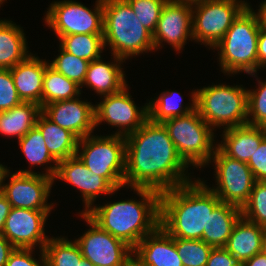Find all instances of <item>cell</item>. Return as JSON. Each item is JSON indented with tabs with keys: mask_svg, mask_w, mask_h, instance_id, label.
<instances>
[{
	"mask_svg": "<svg viewBox=\"0 0 266 266\" xmlns=\"http://www.w3.org/2000/svg\"><path fill=\"white\" fill-rule=\"evenodd\" d=\"M18 143L31 166L54 163L53 166L50 164L44 173L51 178L54 177L58 162L50 155L42 133L36 126L20 138Z\"/></svg>",
	"mask_w": 266,
	"mask_h": 266,
	"instance_id": "cell-30",
	"label": "cell"
},
{
	"mask_svg": "<svg viewBox=\"0 0 266 266\" xmlns=\"http://www.w3.org/2000/svg\"><path fill=\"white\" fill-rule=\"evenodd\" d=\"M141 198L94 205L86 214L103 230L132 249L160 226V195L149 188H131Z\"/></svg>",
	"mask_w": 266,
	"mask_h": 266,
	"instance_id": "cell-3",
	"label": "cell"
},
{
	"mask_svg": "<svg viewBox=\"0 0 266 266\" xmlns=\"http://www.w3.org/2000/svg\"><path fill=\"white\" fill-rule=\"evenodd\" d=\"M102 57L89 62L83 85L94 90L101 96L120 92L128 86L121 64L123 59L113 55L114 61L104 62Z\"/></svg>",
	"mask_w": 266,
	"mask_h": 266,
	"instance_id": "cell-23",
	"label": "cell"
},
{
	"mask_svg": "<svg viewBox=\"0 0 266 266\" xmlns=\"http://www.w3.org/2000/svg\"><path fill=\"white\" fill-rule=\"evenodd\" d=\"M5 0H0V7H1V5H2V3L4 2ZM7 1V0H6Z\"/></svg>",
	"mask_w": 266,
	"mask_h": 266,
	"instance_id": "cell-50",
	"label": "cell"
},
{
	"mask_svg": "<svg viewBox=\"0 0 266 266\" xmlns=\"http://www.w3.org/2000/svg\"><path fill=\"white\" fill-rule=\"evenodd\" d=\"M247 124L266 128V81L258 80L257 89H248Z\"/></svg>",
	"mask_w": 266,
	"mask_h": 266,
	"instance_id": "cell-36",
	"label": "cell"
},
{
	"mask_svg": "<svg viewBox=\"0 0 266 266\" xmlns=\"http://www.w3.org/2000/svg\"><path fill=\"white\" fill-rule=\"evenodd\" d=\"M128 91L125 86L118 93L101 97L102 101L95 104L96 127L104 121L119 128L114 134L127 136L137 131L148 120V103L141 108L137 107Z\"/></svg>",
	"mask_w": 266,
	"mask_h": 266,
	"instance_id": "cell-14",
	"label": "cell"
},
{
	"mask_svg": "<svg viewBox=\"0 0 266 266\" xmlns=\"http://www.w3.org/2000/svg\"><path fill=\"white\" fill-rule=\"evenodd\" d=\"M143 27L155 32L161 10L167 0H126Z\"/></svg>",
	"mask_w": 266,
	"mask_h": 266,
	"instance_id": "cell-37",
	"label": "cell"
},
{
	"mask_svg": "<svg viewBox=\"0 0 266 266\" xmlns=\"http://www.w3.org/2000/svg\"><path fill=\"white\" fill-rule=\"evenodd\" d=\"M247 165L256 181L266 182V138L260 143Z\"/></svg>",
	"mask_w": 266,
	"mask_h": 266,
	"instance_id": "cell-40",
	"label": "cell"
},
{
	"mask_svg": "<svg viewBox=\"0 0 266 266\" xmlns=\"http://www.w3.org/2000/svg\"><path fill=\"white\" fill-rule=\"evenodd\" d=\"M104 47L123 59L155 50L153 34L141 24L126 0H103Z\"/></svg>",
	"mask_w": 266,
	"mask_h": 266,
	"instance_id": "cell-4",
	"label": "cell"
},
{
	"mask_svg": "<svg viewBox=\"0 0 266 266\" xmlns=\"http://www.w3.org/2000/svg\"><path fill=\"white\" fill-rule=\"evenodd\" d=\"M213 160V161H211ZM215 163L216 187H209L227 204L242 209L248 202L256 179L247 165L237 159L226 156L218 147L210 161Z\"/></svg>",
	"mask_w": 266,
	"mask_h": 266,
	"instance_id": "cell-11",
	"label": "cell"
},
{
	"mask_svg": "<svg viewBox=\"0 0 266 266\" xmlns=\"http://www.w3.org/2000/svg\"><path fill=\"white\" fill-rule=\"evenodd\" d=\"M22 103L10 69H0V112L9 110Z\"/></svg>",
	"mask_w": 266,
	"mask_h": 266,
	"instance_id": "cell-38",
	"label": "cell"
},
{
	"mask_svg": "<svg viewBox=\"0 0 266 266\" xmlns=\"http://www.w3.org/2000/svg\"><path fill=\"white\" fill-rule=\"evenodd\" d=\"M192 25V5L167 0L153 33L155 50L160 49L164 41L180 53L187 39L193 40Z\"/></svg>",
	"mask_w": 266,
	"mask_h": 266,
	"instance_id": "cell-16",
	"label": "cell"
},
{
	"mask_svg": "<svg viewBox=\"0 0 266 266\" xmlns=\"http://www.w3.org/2000/svg\"><path fill=\"white\" fill-rule=\"evenodd\" d=\"M241 266H266V248L248 259L247 261L243 262Z\"/></svg>",
	"mask_w": 266,
	"mask_h": 266,
	"instance_id": "cell-45",
	"label": "cell"
},
{
	"mask_svg": "<svg viewBox=\"0 0 266 266\" xmlns=\"http://www.w3.org/2000/svg\"><path fill=\"white\" fill-rule=\"evenodd\" d=\"M191 101L187 106L183 107V97L179 92L167 90L163 91L157 99H153L148 103V119L154 123H163L164 121L184 116L196 110V91L191 92Z\"/></svg>",
	"mask_w": 266,
	"mask_h": 266,
	"instance_id": "cell-28",
	"label": "cell"
},
{
	"mask_svg": "<svg viewBox=\"0 0 266 266\" xmlns=\"http://www.w3.org/2000/svg\"><path fill=\"white\" fill-rule=\"evenodd\" d=\"M248 5L245 0H208L192 5L193 40L213 49Z\"/></svg>",
	"mask_w": 266,
	"mask_h": 266,
	"instance_id": "cell-9",
	"label": "cell"
},
{
	"mask_svg": "<svg viewBox=\"0 0 266 266\" xmlns=\"http://www.w3.org/2000/svg\"><path fill=\"white\" fill-rule=\"evenodd\" d=\"M57 178L74 185L81 192L85 205L81 213H87L102 193L111 195L119 190L115 189L104 177L93 174L77 156L57 163L53 180Z\"/></svg>",
	"mask_w": 266,
	"mask_h": 266,
	"instance_id": "cell-17",
	"label": "cell"
},
{
	"mask_svg": "<svg viewBox=\"0 0 266 266\" xmlns=\"http://www.w3.org/2000/svg\"><path fill=\"white\" fill-rule=\"evenodd\" d=\"M10 171L7 169V166H3L0 164V193L2 192V187L5 182V179L7 178V172Z\"/></svg>",
	"mask_w": 266,
	"mask_h": 266,
	"instance_id": "cell-47",
	"label": "cell"
},
{
	"mask_svg": "<svg viewBox=\"0 0 266 266\" xmlns=\"http://www.w3.org/2000/svg\"><path fill=\"white\" fill-rule=\"evenodd\" d=\"M47 266H78L83 259L76 241L64 237H52L44 246Z\"/></svg>",
	"mask_w": 266,
	"mask_h": 266,
	"instance_id": "cell-32",
	"label": "cell"
},
{
	"mask_svg": "<svg viewBox=\"0 0 266 266\" xmlns=\"http://www.w3.org/2000/svg\"><path fill=\"white\" fill-rule=\"evenodd\" d=\"M175 1L185 3L188 5H195V4L202 3L208 0H175Z\"/></svg>",
	"mask_w": 266,
	"mask_h": 266,
	"instance_id": "cell-48",
	"label": "cell"
},
{
	"mask_svg": "<svg viewBox=\"0 0 266 266\" xmlns=\"http://www.w3.org/2000/svg\"><path fill=\"white\" fill-rule=\"evenodd\" d=\"M224 248L242 264L266 248V228L241 217Z\"/></svg>",
	"mask_w": 266,
	"mask_h": 266,
	"instance_id": "cell-22",
	"label": "cell"
},
{
	"mask_svg": "<svg viewBox=\"0 0 266 266\" xmlns=\"http://www.w3.org/2000/svg\"><path fill=\"white\" fill-rule=\"evenodd\" d=\"M56 101L42 107V113L58 126L69 130L79 139L93 133L95 105L79 99Z\"/></svg>",
	"mask_w": 266,
	"mask_h": 266,
	"instance_id": "cell-18",
	"label": "cell"
},
{
	"mask_svg": "<svg viewBox=\"0 0 266 266\" xmlns=\"http://www.w3.org/2000/svg\"><path fill=\"white\" fill-rule=\"evenodd\" d=\"M10 176L8 183L3 184L2 194L7 198L11 207L31 210L51 211L53 203L48 204L53 178L44 173H37L32 170H20Z\"/></svg>",
	"mask_w": 266,
	"mask_h": 266,
	"instance_id": "cell-13",
	"label": "cell"
},
{
	"mask_svg": "<svg viewBox=\"0 0 266 266\" xmlns=\"http://www.w3.org/2000/svg\"><path fill=\"white\" fill-rule=\"evenodd\" d=\"M12 22L0 20V69H11L31 54L22 27Z\"/></svg>",
	"mask_w": 266,
	"mask_h": 266,
	"instance_id": "cell-26",
	"label": "cell"
},
{
	"mask_svg": "<svg viewBox=\"0 0 266 266\" xmlns=\"http://www.w3.org/2000/svg\"><path fill=\"white\" fill-rule=\"evenodd\" d=\"M14 249L15 247L3 235H0V266L6 265Z\"/></svg>",
	"mask_w": 266,
	"mask_h": 266,
	"instance_id": "cell-43",
	"label": "cell"
},
{
	"mask_svg": "<svg viewBox=\"0 0 266 266\" xmlns=\"http://www.w3.org/2000/svg\"><path fill=\"white\" fill-rule=\"evenodd\" d=\"M81 95V87L49 65L43 76L42 107L44 105L77 98Z\"/></svg>",
	"mask_w": 266,
	"mask_h": 266,
	"instance_id": "cell-29",
	"label": "cell"
},
{
	"mask_svg": "<svg viewBox=\"0 0 266 266\" xmlns=\"http://www.w3.org/2000/svg\"><path fill=\"white\" fill-rule=\"evenodd\" d=\"M221 143L217 147L226 155L241 162L248 163L266 138V128L243 125L224 129Z\"/></svg>",
	"mask_w": 266,
	"mask_h": 266,
	"instance_id": "cell-21",
	"label": "cell"
},
{
	"mask_svg": "<svg viewBox=\"0 0 266 266\" xmlns=\"http://www.w3.org/2000/svg\"><path fill=\"white\" fill-rule=\"evenodd\" d=\"M76 156L93 174L104 177L115 189L125 188V136L90 134L79 139Z\"/></svg>",
	"mask_w": 266,
	"mask_h": 266,
	"instance_id": "cell-8",
	"label": "cell"
},
{
	"mask_svg": "<svg viewBox=\"0 0 266 266\" xmlns=\"http://www.w3.org/2000/svg\"><path fill=\"white\" fill-rule=\"evenodd\" d=\"M81 217L89 224V229L78 239L83 258L94 266H130L133 249L97 225L86 213Z\"/></svg>",
	"mask_w": 266,
	"mask_h": 266,
	"instance_id": "cell-12",
	"label": "cell"
},
{
	"mask_svg": "<svg viewBox=\"0 0 266 266\" xmlns=\"http://www.w3.org/2000/svg\"><path fill=\"white\" fill-rule=\"evenodd\" d=\"M133 263L136 266H183L178 255L174 237L161 226L146 235L133 248Z\"/></svg>",
	"mask_w": 266,
	"mask_h": 266,
	"instance_id": "cell-19",
	"label": "cell"
},
{
	"mask_svg": "<svg viewBox=\"0 0 266 266\" xmlns=\"http://www.w3.org/2000/svg\"><path fill=\"white\" fill-rule=\"evenodd\" d=\"M205 266H241L224 247L213 248Z\"/></svg>",
	"mask_w": 266,
	"mask_h": 266,
	"instance_id": "cell-41",
	"label": "cell"
},
{
	"mask_svg": "<svg viewBox=\"0 0 266 266\" xmlns=\"http://www.w3.org/2000/svg\"><path fill=\"white\" fill-rule=\"evenodd\" d=\"M258 69L266 67V29L260 27L258 34Z\"/></svg>",
	"mask_w": 266,
	"mask_h": 266,
	"instance_id": "cell-42",
	"label": "cell"
},
{
	"mask_svg": "<svg viewBox=\"0 0 266 266\" xmlns=\"http://www.w3.org/2000/svg\"><path fill=\"white\" fill-rule=\"evenodd\" d=\"M78 266H94L89 260L83 258Z\"/></svg>",
	"mask_w": 266,
	"mask_h": 266,
	"instance_id": "cell-49",
	"label": "cell"
},
{
	"mask_svg": "<svg viewBox=\"0 0 266 266\" xmlns=\"http://www.w3.org/2000/svg\"><path fill=\"white\" fill-rule=\"evenodd\" d=\"M241 210L244 219L266 228V182H255L250 198Z\"/></svg>",
	"mask_w": 266,
	"mask_h": 266,
	"instance_id": "cell-35",
	"label": "cell"
},
{
	"mask_svg": "<svg viewBox=\"0 0 266 266\" xmlns=\"http://www.w3.org/2000/svg\"><path fill=\"white\" fill-rule=\"evenodd\" d=\"M179 156L189 166L196 168L209 165L217 144L214 130L200 116L198 110L187 115L174 117L162 123Z\"/></svg>",
	"mask_w": 266,
	"mask_h": 266,
	"instance_id": "cell-7",
	"label": "cell"
},
{
	"mask_svg": "<svg viewBox=\"0 0 266 266\" xmlns=\"http://www.w3.org/2000/svg\"><path fill=\"white\" fill-rule=\"evenodd\" d=\"M49 61L32 53L10 69L14 85L22 102H32L42 108L43 76Z\"/></svg>",
	"mask_w": 266,
	"mask_h": 266,
	"instance_id": "cell-20",
	"label": "cell"
},
{
	"mask_svg": "<svg viewBox=\"0 0 266 266\" xmlns=\"http://www.w3.org/2000/svg\"><path fill=\"white\" fill-rule=\"evenodd\" d=\"M256 14L258 16L260 27L266 29V0L260 3Z\"/></svg>",
	"mask_w": 266,
	"mask_h": 266,
	"instance_id": "cell-46",
	"label": "cell"
},
{
	"mask_svg": "<svg viewBox=\"0 0 266 266\" xmlns=\"http://www.w3.org/2000/svg\"><path fill=\"white\" fill-rule=\"evenodd\" d=\"M59 49L60 54L49 63V66L74 81L80 87H83L89 61L74 56L61 47Z\"/></svg>",
	"mask_w": 266,
	"mask_h": 266,
	"instance_id": "cell-33",
	"label": "cell"
},
{
	"mask_svg": "<svg viewBox=\"0 0 266 266\" xmlns=\"http://www.w3.org/2000/svg\"><path fill=\"white\" fill-rule=\"evenodd\" d=\"M125 140L124 183L128 188H149L162 193L192 181L190 174L186 175L190 166L179 156L162 123L148 119Z\"/></svg>",
	"mask_w": 266,
	"mask_h": 266,
	"instance_id": "cell-1",
	"label": "cell"
},
{
	"mask_svg": "<svg viewBox=\"0 0 266 266\" xmlns=\"http://www.w3.org/2000/svg\"><path fill=\"white\" fill-rule=\"evenodd\" d=\"M42 112L40 105L32 102L21 104L0 112V134L22 138L36 126L39 114Z\"/></svg>",
	"mask_w": 266,
	"mask_h": 266,
	"instance_id": "cell-27",
	"label": "cell"
},
{
	"mask_svg": "<svg viewBox=\"0 0 266 266\" xmlns=\"http://www.w3.org/2000/svg\"><path fill=\"white\" fill-rule=\"evenodd\" d=\"M200 178L160 195V226L172 237L201 240L208 215L221 202Z\"/></svg>",
	"mask_w": 266,
	"mask_h": 266,
	"instance_id": "cell-2",
	"label": "cell"
},
{
	"mask_svg": "<svg viewBox=\"0 0 266 266\" xmlns=\"http://www.w3.org/2000/svg\"><path fill=\"white\" fill-rule=\"evenodd\" d=\"M175 246L183 266H205L212 246L202 240L174 238Z\"/></svg>",
	"mask_w": 266,
	"mask_h": 266,
	"instance_id": "cell-34",
	"label": "cell"
},
{
	"mask_svg": "<svg viewBox=\"0 0 266 266\" xmlns=\"http://www.w3.org/2000/svg\"><path fill=\"white\" fill-rule=\"evenodd\" d=\"M11 208L12 207L7 198L2 193H0V235H2L5 221L7 216L9 215Z\"/></svg>",
	"mask_w": 266,
	"mask_h": 266,
	"instance_id": "cell-44",
	"label": "cell"
},
{
	"mask_svg": "<svg viewBox=\"0 0 266 266\" xmlns=\"http://www.w3.org/2000/svg\"><path fill=\"white\" fill-rule=\"evenodd\" d=\"M59 39V47L89 62L100 58L105 48L103 34H73Z\"/></svg>",
	"mask_w": 266,
	"mask_h": 266,
	"instance_id": "cell-31",
	"label": "cell"
},
{
	"mask_svg": "<svg viewBox=\"0 0 266 266\" xmlns=\"http://www.w3.org/2000/svg\"><path fill=\"white\" fill-rule=\"evenodd\" d=\"M36 127L42 133L50 155L57 162L76 156L79 138L75 134L58 126L42 112L37 118Z\"/></svg>",
	"mask_w": 266,
	"mask_h": 266,
	"instance_id": "cell-25",
	"label": "cell"
},
{
	"mask_svg": "<svg viewBox=\"0 0 266 266\" xmlns=\"http://www.w3.org/2000/svg\"><path fill=\"white\" fill-rule=\"evenodd\" d=\"M33 249L15 248L10 254L5 266H47V261L43 250H40V259L33 258Z\"/></svg>",
	"mask_w": 266,
	"mask_h": 266,
	"instance_id": "cell-39",
	"label": "cell"
},
{
	"mask_svg": "<svg viewBox=\"0 0 266 266\" xmlns=\"http://www.w3.org/2000/svg\"><path fill=\"white\" fill-rule=\"evenodd\" d=\"M95 2L94 9L90 10L76 1H54L45 13V23L58 38L73 34H103V0Z\"/></svg>",
	"mask_w": 266,
	"mask_h": 266,
	"instance_id": "cell-10",
	"label": "cell"
},
{
	"mask_svg": "<svg viewBox=\"0 0 266 266\" xmlns=\"http://www.w3.org/2000/svg\"><path fill=\"white\" fill-rule=\"evenodd\" d=\"M242 217V210L220 202L208 215L207 228L203 230L202 241L213 248L225 247L234 225Z\"/></svg>",
	"mask_w": 266,
	"mask_h": 266,
	"instance_id": "cell-24",
	"label": "cell"
},
{
	"mask_svg": "<svg viewBox=\"0 0 266 266\" xmlns=\"http://www.w3.org/2000/svg\"><path fill=\"white\" fill-rule=\"evenodd\" d=\"M51 211L12 207L6 218L2 235L15 247L40 250L49 241L45 235V223ZM40 245V246H39Z\"/></svg>",
	"mask_w": 266,
	"mask_h": 266,
	"instance_id": "cell-15",
	"label": "cell"
},
{
	"mask_svg": "<svg viewBox=\"0 0 266 266\" xmlns=\"http://www.w3.org/2000/svg\"><path fill=\"white\" fill-rule=\"evenodd\" d=\"M247 108L248 90L239 85L219 83L196 90V109L213 130L246 125Z\"/></svg>",
	"mask_w": 266,
	"mask_h": 266,
	"instance_id": "cell-6",
	"label": "cell"
},
{
	"mask_svg": "<svg viewBox=\"0 0 266 266\" xmlns=\"http://www.w3.org/2000/svg\"><path fill=\"white\" fill-rule=\"evenodd\" d=\"M256 12L248 5L233 21L224 37L213 47L219 50V64L228 75L245 72L256 77L258 70V34Z\"/></svg>",
	"mask_w": 266,
	"mask_h": 266,
	"instance_id": "cell-5",
	"label": "cell"
}]
</instances>
